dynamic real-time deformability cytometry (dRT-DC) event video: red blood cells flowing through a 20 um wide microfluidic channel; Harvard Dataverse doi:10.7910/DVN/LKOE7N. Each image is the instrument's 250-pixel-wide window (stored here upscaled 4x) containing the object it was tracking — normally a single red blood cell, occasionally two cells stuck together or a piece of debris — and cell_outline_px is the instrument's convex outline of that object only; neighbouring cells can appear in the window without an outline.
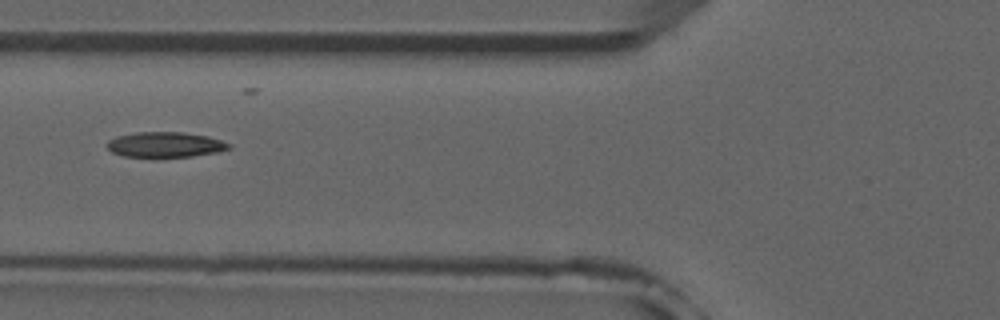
{"species": "common noctule bat (a hibernating species)", "species_latin": "Nyctalus noctula", "temperature_condition": "room temperature", "stored_images_in_passage": 7, "camera_frame_rate_fps": 3000, "um_per_image_px": 0.085, "animal": {"sex": "male", "forearm_length_mm": 52.5}, "frame": {"image": 1, "passage_image": 6, "time_ms": 6.0, "image_size_px": [1000, 320], "cell_outline_px": [[232, 148], [216, 152], [192, 156], [124, 156], [112, 152], [104, 144], [108, 140], [116, 136], [136, 132], [184, 132], [208, 136], [232, 144]], "centroid_in_image_um": [14.03, 12.27], "position_along_channel_um": 111.8, "area_um2": 17.86}}
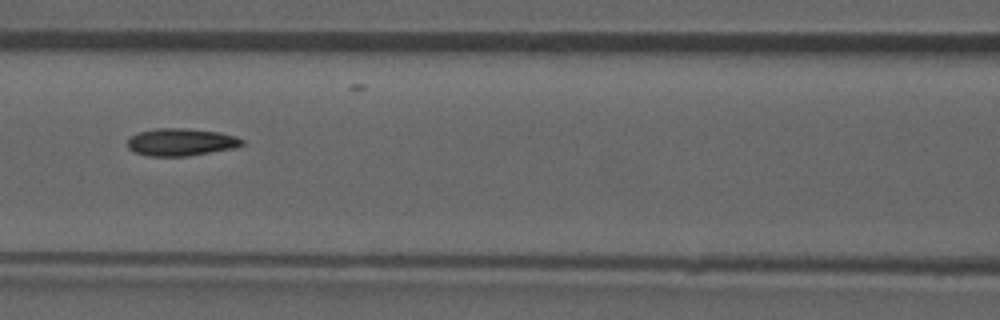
{"frame": {"image": 2, "passage_image": 7, "time_ms": 7.0, "image_size_px": [1000, 320], "cell_outline_px": [[244, 144], [236, 148], [184, 156], [148, 156], [136, 152], [128, 148], [128, 136], [140, 132], [156, 128], [184, 128], [220, 132], [236, 136], [244, 140]], "centroid_in_image_um": [15.4, 12.07], "position_along_channel_um": 151.2, "area_um2": 18.32}}